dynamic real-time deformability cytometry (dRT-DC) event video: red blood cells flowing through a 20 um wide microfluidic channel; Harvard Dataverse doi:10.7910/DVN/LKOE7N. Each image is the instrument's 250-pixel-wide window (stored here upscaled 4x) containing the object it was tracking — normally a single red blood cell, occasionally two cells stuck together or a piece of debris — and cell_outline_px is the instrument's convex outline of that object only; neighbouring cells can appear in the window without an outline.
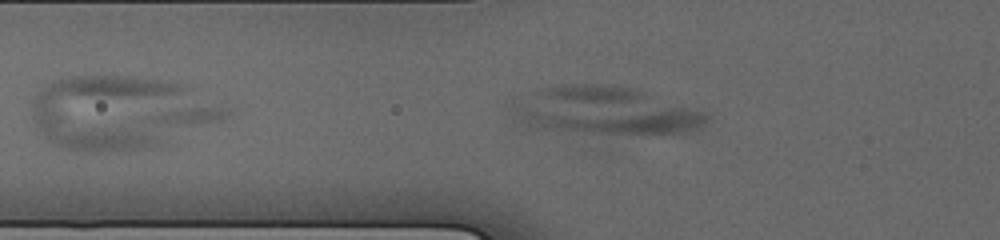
{"species": "human", "species_latin": "Homo sapiens", "temperature_condition": "cold", "stored_images_in_passage": 18, "camera_frame_rate_fps": 3000, "um_per_image_px": 0.085, "donor": {"sex": "male"}, "frame": {"image": 1, "passage_image": 11, "time_ms": 1.667, "image_size_px": [1000, 240], "cell_outline_px": [[708, 116], [704, 124], [700, 128], [688, 132], [584, 132], [524, 128], [512, 120], [504, 112], [512, 96], [536, 88], [564, 84], [612, 84], [636, 88], [704, 112]], "centroid_in_image_um": [51.1, 9.36], "position_along_channel_um": 74.7, "area_um2": 55.55}}